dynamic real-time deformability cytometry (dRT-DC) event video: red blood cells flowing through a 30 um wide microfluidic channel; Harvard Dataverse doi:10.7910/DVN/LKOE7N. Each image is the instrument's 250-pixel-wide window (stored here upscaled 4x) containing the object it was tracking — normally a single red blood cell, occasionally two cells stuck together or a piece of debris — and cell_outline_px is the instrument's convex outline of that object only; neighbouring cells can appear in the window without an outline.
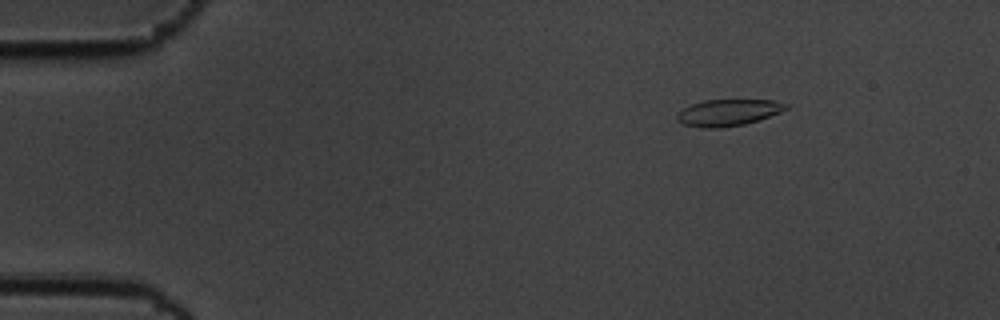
{"species": "common noctule bat (a hibernating species)", "species_latin": "Nyctalus noctula", "temperature_condition": "cold", "stored_images_in_passage": 51, "camera_frame_rate_fps": 3000, "um_per_image_px": 0.085, "animal": {"sex": "male", "body_mass_g": 19.5, "forearm_length_mm": 54.6}, "frame": {"image": 1, "passage_image": 1, "time_ms": 0.0, "image_size_px": [1000, 320], "cell_outline_px": [[788, 108], [780, 112], [760, 120], [744, 124], [720, 128], [700, 128], [684, 124], [676, 120], [676, 116], [684, 108], [692, 104], [704, 100], [772, 100], [788, 104]], "centroid_in_image_um": [61.9, 9.57], "position_along_channel_um": 23.1, "area_um2": 16.82}}
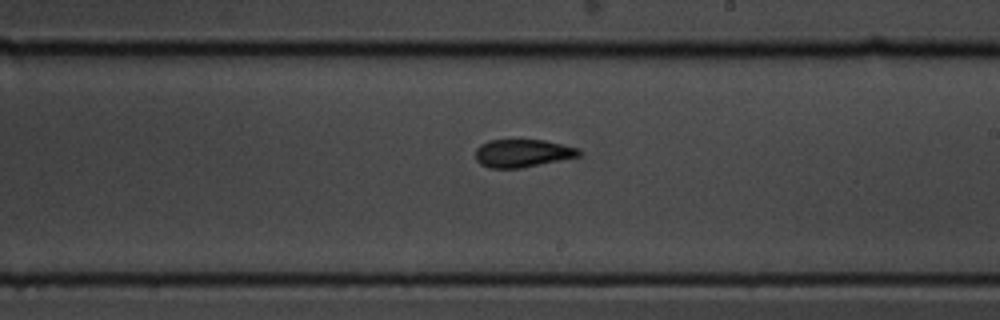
{"frame": {"image": 2, "passage_image": 27, "time_ms": 8.667, "image_size_px": [1000, 320], "cell_outline_px": [[580, 156], [520, 168], [492, 168], [480, 164], [476, 160], [476, 148], [480, 144], [488, 140], [544, 140], [580, 148]], "centroid_in_image_um": [44.4, 13.01], "position_along_channel_um": 244.6, "area_um2": 16.76}}
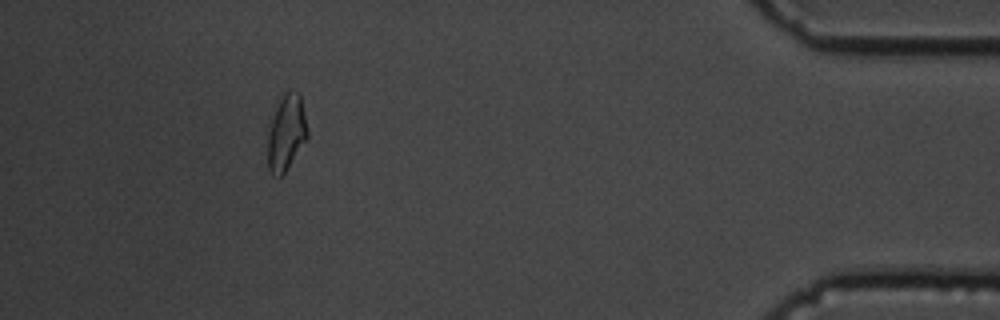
{"frame": {"image": 3, "passage_image": 46, "time_ms": 15.0, "image_size_px": [1000, 320], "cell_outline_px": [[308, 136], [284, 172], [280, 176], [272, 176], [268, 168], [268, 136], [272, 116], [284, 92], [296, 92], [300, 96], [308, 128]], "centroid_in_image_um": [24.33, 11.29], "position_along_channel_um": 410.9, "area_um2": 17.05}, "authors_computed_cell_mechanics": {"area_um2": 17.2822, "velocity_mm_per_s": 3.4727, "shape_relaxation_time_tau1_ms": 5.9797, "shape_relaxation_time_tau2_ms": 1.8871, "deformation_change_tau1": 0.1517, "deformation_change_tau2": 0.0672}}